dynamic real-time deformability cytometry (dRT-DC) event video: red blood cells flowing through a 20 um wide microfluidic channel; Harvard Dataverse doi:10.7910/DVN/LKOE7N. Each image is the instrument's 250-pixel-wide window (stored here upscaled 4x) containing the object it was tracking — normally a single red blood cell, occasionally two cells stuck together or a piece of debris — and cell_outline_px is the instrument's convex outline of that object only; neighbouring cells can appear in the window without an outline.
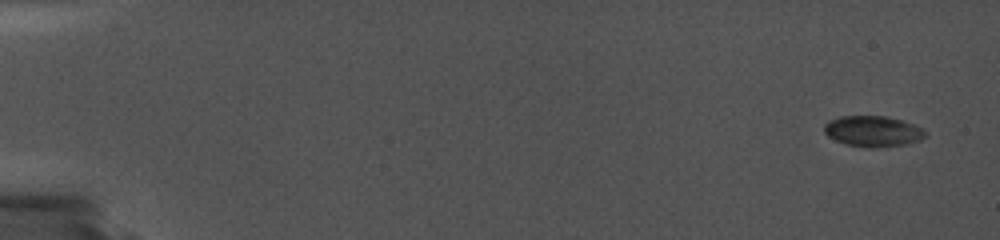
{"species": "common noctule bat (a hibernating species)", "species_latin": "Nyctalus noctula", "temperature_condition": "cold", "stored_images_in_passage": 8, "camera_frame_rate_fps": 5000, "um_per_image_px": 0.085, "animal": {"sex": "female", "body_mass_g": 19.0, "forearm_length_mm": 56.7}, "frame": {"image": 1, "passage_image": 1, "time_ms": 0.0, "image_size_px": [1000, 240], "cell_outline_px": [[928, 136], [920, 140], [904, 144], [876, 148], [872, 148], [844, 144], [828, 136], [824, 132], [824, 124], [828, 120], [840, 116], [884, 116], [900, 120], [912, 124], [928, 132]], "centroid_in_image_um": [74.18, 11.16], "position_along_channel_um": 10.8, "area_um2": 18.15}}
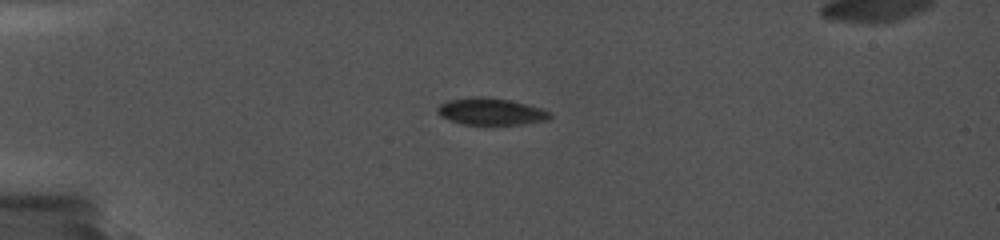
{"frame": {"image": 2, "passage_image": 5, "time_ms": 4.4, "image_size_px": [1000, 240], "cell_outline_px": [[552, 116], [548, 120], [524, 124], [464, 124], [440, 116], [436, 112], [436, 108], [440, 104], [448, 100], [472, 96], [480, 96], [512, 100], [540, 108], [552, 112]], "centroid_in_image_um": [41.73, 9.47], "position_along_channel_um": 43.3, "area_um2": 17.69}}